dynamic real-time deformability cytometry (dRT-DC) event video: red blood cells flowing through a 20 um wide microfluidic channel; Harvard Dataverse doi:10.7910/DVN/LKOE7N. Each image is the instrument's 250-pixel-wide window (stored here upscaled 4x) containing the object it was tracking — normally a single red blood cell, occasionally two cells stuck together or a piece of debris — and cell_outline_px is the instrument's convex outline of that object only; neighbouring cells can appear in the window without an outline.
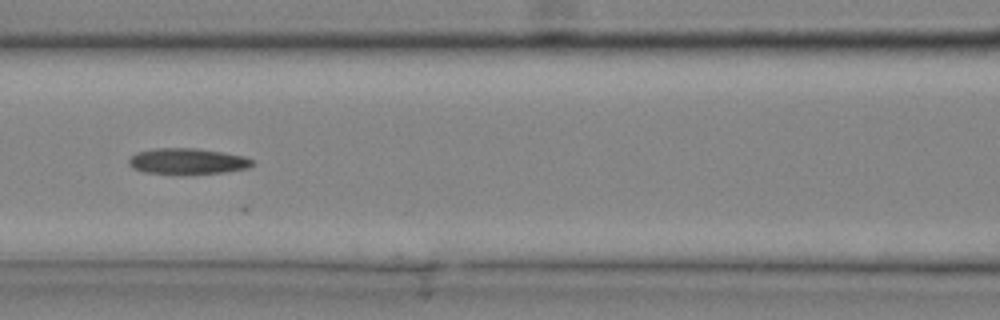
{"species": "common noctule bat (a hibernating species)", "species_latin": "Nyctalus noctula", "temperature_condition": "cold", "stored_images_in_passage": 34, "camera_frame_rate_fps": 3000, "um_per_image_px": 0.085, "animal": {"sex": "male", "body_mass_g": 20.4}, "frame": {"image": 1, "passage_image": 15, "time_ms": 4.667, "image_size_px": [1000, 320], "cell_outline_px": [[256, 164], [248, 168], [224, 172], [180, 176], [144, 172], [132, 168], [128, 164], [128, 160], [136, 152], [156, 148], [196, 148], [224, 152], [244, 156], [252, 160]], "centroid_in_image_um": [15.92, 13.73], "position_along_channel_um": 150.7, "area_um2": 19.31}}